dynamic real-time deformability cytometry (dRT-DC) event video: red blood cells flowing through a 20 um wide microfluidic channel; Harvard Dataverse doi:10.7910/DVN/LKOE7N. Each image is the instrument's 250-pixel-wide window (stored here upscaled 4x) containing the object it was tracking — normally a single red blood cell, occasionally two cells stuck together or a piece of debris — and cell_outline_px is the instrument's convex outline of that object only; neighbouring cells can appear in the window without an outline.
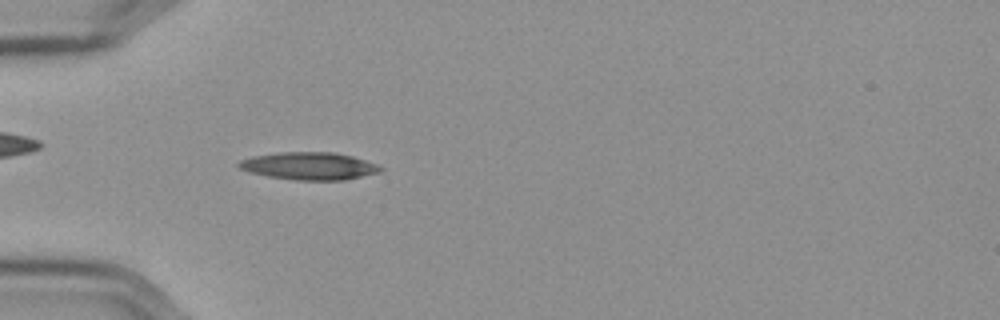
{"species": "Egyptian fruit bat (a non-hibernating species)", "species_latin": "Rousettus aegyptiacus", "temperature_condition": "cold", "stored_images_in_passage": 50, "camera_frame_rate_fps": 3000, "um_per_image_px": 0.085, "frame": {"image": 1, "passage_image": 11, "time_ms": 3.333, "image_size_px": [1000, 320], "cell_outline_px": [[384, 168], [380, 172], [344, 180], [296, 180], [268, 176], [252, 172], [240, 168], [236, 164], [240, 160], [252, 156], [280, 152], [332, 152], [352, 156], [376, 164]], "centroid_in_image_um": [26.28, 14.1], "position_along_channel_um": 58.7, "area_um2": 22.54}}
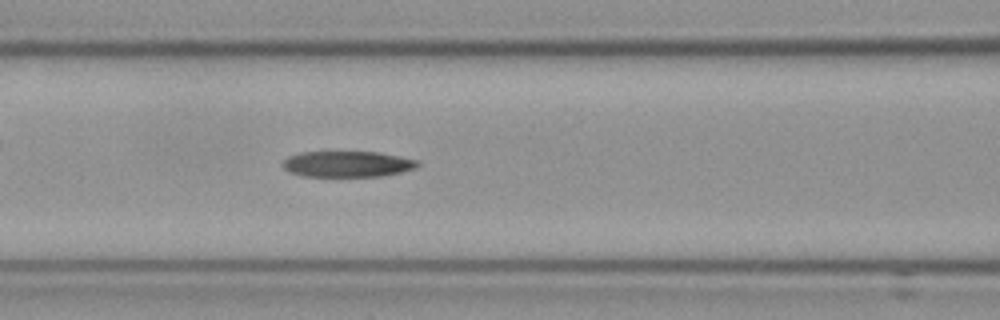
{"frame": {"image": 2, "passage_image": 18, "time_ms": 5.667, "image_size_px": [1000, 320], "cell_outline_px": [[420, 164], [416, 168], [400, 172], [380, 176], [304, 176], [288, 172], [284, 168], [284, 160], [288, 156], [300, 152], [380, 152], [420, 160]], "centroid_in_image_um": [29.56, 13.94], "position_along_channel_um": 137.0, "area_um2": 20.4}}
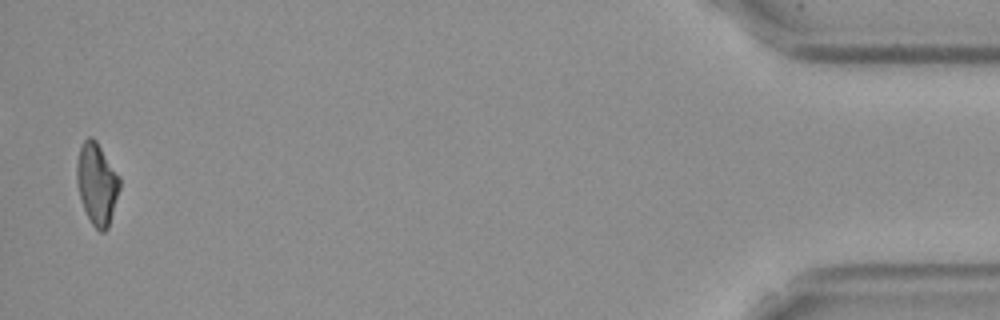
{"frame": {"image": 3, "passage_image": 49, "time_ms": 16.0, "image_size_px": [1000, 320], "cell_outline_px": [[120, 188], [108, 228], [104, 232], [100, 232], [92, 224], [80, 200], [76, 184], [76, 164], [80, 148], [84, 140], [88, 136], [92, 136], [96, 140], [120, 176]], "centroid_in_image_um": [8.23, 15.6], "position_along_channel_um": 427.0, "area_um2": 20.52}, "authors_computed_cell_mechanics": {"area_um2": 20.8658, "velocity_mm_per_s": 3.6079, "shape_relaxation_time_tau1_ms": null, "shape_relaxation_time_tau2_ms": 6.3792, "deformation_change_tau1": null, "deformation_change_tau2": 0.1752}}